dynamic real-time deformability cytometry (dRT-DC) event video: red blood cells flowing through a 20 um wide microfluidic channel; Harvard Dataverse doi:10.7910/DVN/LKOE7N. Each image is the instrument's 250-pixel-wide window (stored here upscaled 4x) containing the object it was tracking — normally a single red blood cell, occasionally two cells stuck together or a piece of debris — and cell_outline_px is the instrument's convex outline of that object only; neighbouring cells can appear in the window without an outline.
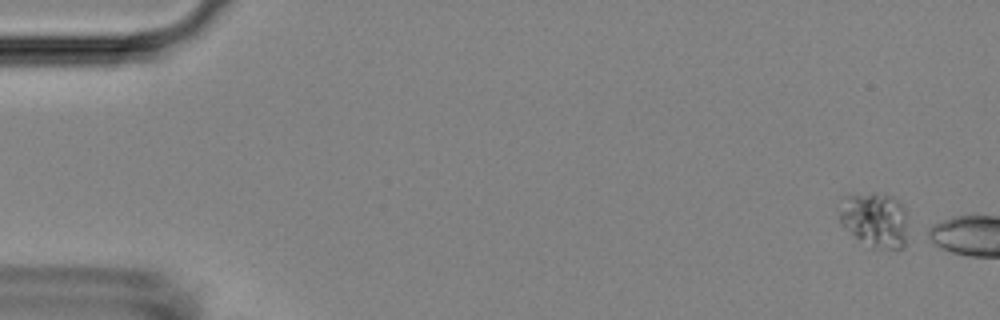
{"species": "Egyptian fruit bat (a non-hibernating species)", "species_latin": "Rousettus aegyptiacus", "temperature_condition": "room temperature", "stored_images_in_passage": 6, "camera_frame_rate_fps": 3000, "um_per_image_px": 0.085, "animal": {"sex": "female"}, "frame": {"image": 1, "passage_image": 1, "time_ms": 0.0, "image_size_px": [1000, 320], "cell_outline_px": [[904, 248], [872, 248], [860, 240], [840, 224], [840, 212], [844, 196], [872, 192], [876, 192], [892, 196], [904, 208]], "centroid_in_image_um": [74.31, 18.66], "position_along_channel_um": 10.7, "area_um2": 21.39}}